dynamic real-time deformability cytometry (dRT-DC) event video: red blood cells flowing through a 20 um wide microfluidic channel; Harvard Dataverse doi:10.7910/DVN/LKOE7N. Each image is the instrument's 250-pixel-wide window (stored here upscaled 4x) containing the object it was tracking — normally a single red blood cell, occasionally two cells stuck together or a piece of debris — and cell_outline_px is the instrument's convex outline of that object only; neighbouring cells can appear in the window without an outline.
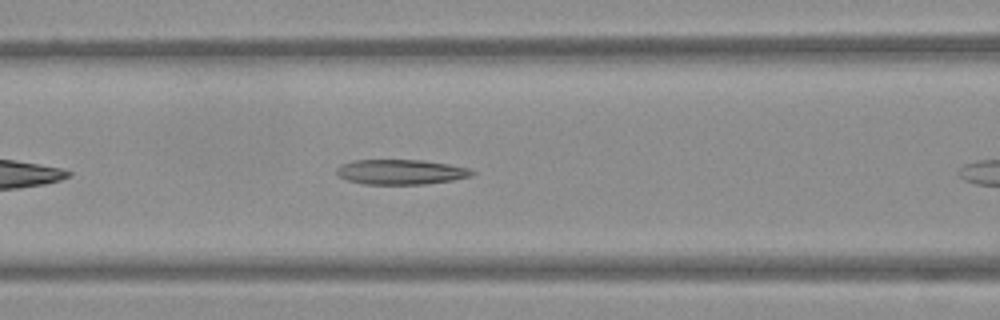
{"species": "Egyptian fruit bat (a non-hibernating species)", "species_latin": "Rousettus aegyptiacus", "temperature_condition": "warm", "stored_images_in_passage": 9, "camera_frame_rate_fps": 3000, "um_per_image_px": 0.085, "frame": {"image": 1, "passage_image": 8, "time_ms": 2.333, "image_size_px": [1000, 320], "cell_outline_px": [[476, 172], [472, 176], [452, 180], [424, 184], [364, 184], [348, 180], [336, 176], [336, 168], [340, 164], [352, 160], [424, 160], [448, 164], [468, 168]], "centroid_in_image_um": [34.03, 14.61], "position_along_channel_um": 132.6, "area_um2": 19.83}}